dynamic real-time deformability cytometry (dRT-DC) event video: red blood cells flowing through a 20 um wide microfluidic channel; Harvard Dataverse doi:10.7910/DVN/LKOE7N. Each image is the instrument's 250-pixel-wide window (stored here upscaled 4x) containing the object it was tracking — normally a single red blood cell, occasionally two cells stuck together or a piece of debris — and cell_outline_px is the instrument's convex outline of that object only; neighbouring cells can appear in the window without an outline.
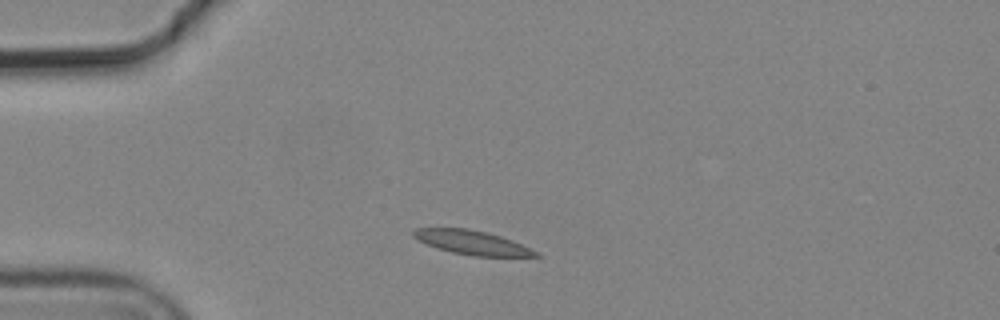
{"species": "common noctule bat (a hibernating species)", "species_latin": "Nyctalus noctula", "temperature_condition": "cold", "stored_images_in_passage": 8, "camera_frame_rate_fps": 3000, "um_per_image_px": 0.085, "animal": {"sex": "male", "body_mass_g": 19.2, "forearm_length_mm": 51.8}, "frame": {"image": 1, "passage_image": 1, "time_ms": 0.0, "image_size_px": [1000, 320], "cell_outline_px": [[540, 256], [472, 256], [452, 252], [436, 248], [412, 236], [412, 232], [416, 228], [468, 228], [500, 236], [512, 240], [536, 252]], "centroid_in_image_um": [40.07, 20.61], "position_along_channel_um": 44.9, "area_um2": 16.76}}
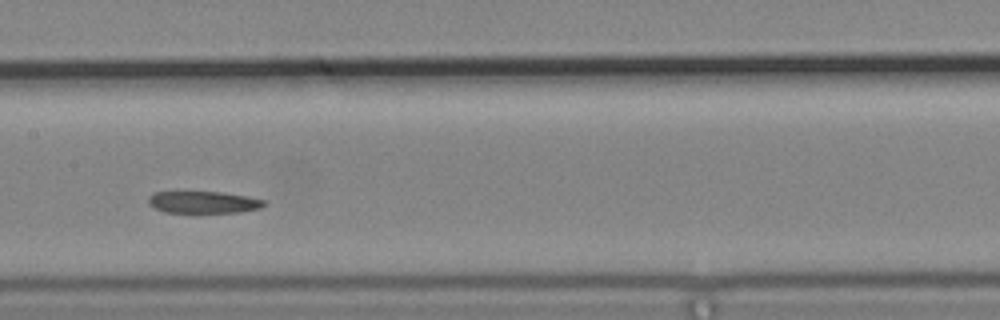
{"frame": {"image": 2, "passage_image": 5, "time_ms": 1.333, "image_size_px": [1000, 320], "cell_outline_px": [[268, 204], [260, 208], [236, 212], [164, 212], [148, 204], [148, 196], [156, 192], [220, 192], [248, 196], [268, 200]], "centroid_in_image_um": [17.34, 17.18], "position_along_channel_um": 190.1, "area_um2": 14.8}}
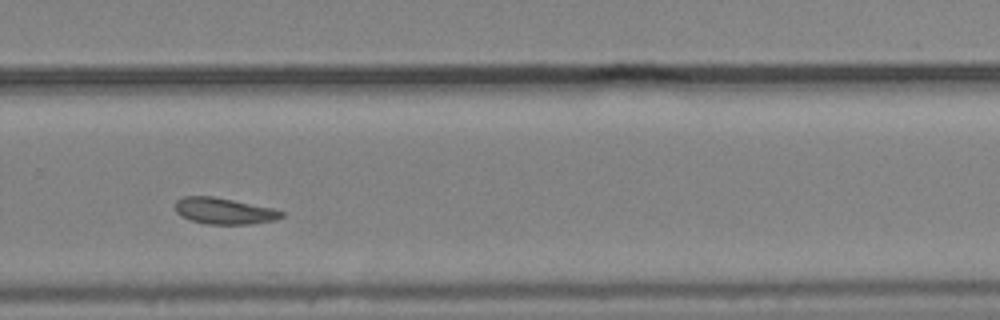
{"frame": {"image": 3, "passage_image": 8, "time_ms": 2.333, "image_size_px": [1000, 320], "cell_outline_px": [[284, 216], [276, 220], [252, 224], [208, 224], [192, 220], [180, 216], [176, 212], [176, 200], [184, 196], [212, 196], [272, 208], [284, 212]], "centroid_in_image_um": [19.05, 17.94], "position_along_channel_um": 310.7, "area_um2": 16.18}}